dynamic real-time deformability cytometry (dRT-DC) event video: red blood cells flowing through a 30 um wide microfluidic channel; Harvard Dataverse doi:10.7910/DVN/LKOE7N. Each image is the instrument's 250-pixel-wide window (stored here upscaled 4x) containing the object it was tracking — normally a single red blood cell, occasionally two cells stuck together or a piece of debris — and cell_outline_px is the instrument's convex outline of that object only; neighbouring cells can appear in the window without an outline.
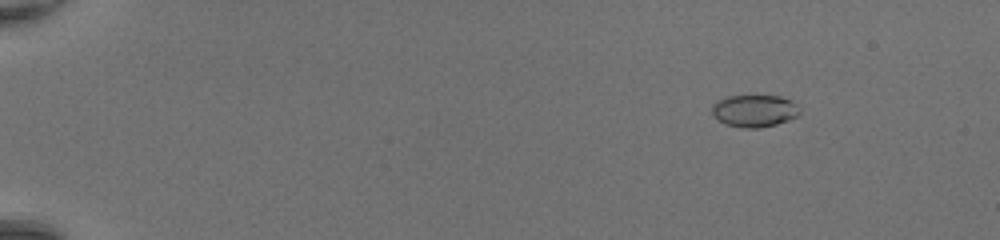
{"species": "common noctule bat (a hibernating species)", "species_latin": "Nyctalus noctula", "temperature_condition": "room temperature", "stored_images_in_passage": 14, "camera_frame_rate_fps": 3000, "um_per_image_px": 0.085, "animal": {"sex": "female", "body_mass_g": 20.0, "forearm_length_mm": 54.0}, "frame": {"image": 1, "passage_image": 8, "time_ms": 2.333, "image_size_px": [1000, 240], "cell_outline_px": [[800, 116], [776, 124], [760, 128], [744, 128], [724, 124], [716, 120], [712, 116], [712, 104], [716, 100], [728, 96], [780, 96], [796, 104], [800, 108]], "centroid_in_image_um": [64.09, 9.43], "position_along_channel_um": 20.9, "area_um2": 16.7}}